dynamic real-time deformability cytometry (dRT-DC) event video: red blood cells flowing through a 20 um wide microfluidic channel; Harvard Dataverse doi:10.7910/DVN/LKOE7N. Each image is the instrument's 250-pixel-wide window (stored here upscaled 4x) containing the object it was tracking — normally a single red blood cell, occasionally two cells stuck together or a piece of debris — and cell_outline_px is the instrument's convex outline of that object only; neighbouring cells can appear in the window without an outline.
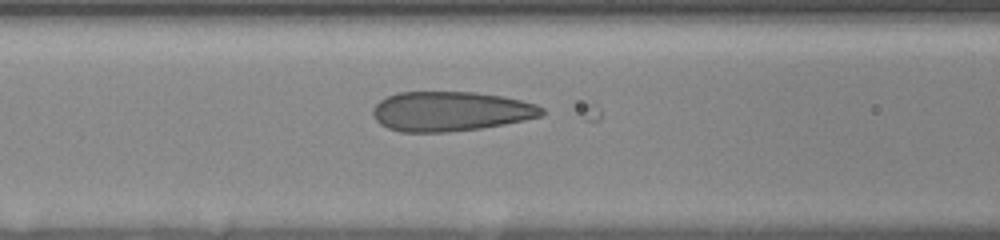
{"species": "human", "species_latin": "Homo sapiens", "temperature_condition": "room temperature", "stored_images_in_passage": 15, "camera_frame_rate_fps": 3000, "um_per_image_px": 0.085, "donor": {"sex": "female"}, "frame": {"image": 1, "passage_image": 11, "time_ms": 5.667, "image_size_px": [1000, 240], "cell_outline_px": [[544, 112], [540, 116], [524, 120], [504, 124], [480, 128], [448, 132], [400, 132], [388, 128], [380, 124], [372, 116], [372, 108], [380, 100], [388, 96], [400, 92], [476, 92], [500, 96], [520, 100], [536, 104], [544, 108]], "centroid_in_image_um": [38.27, 9.46], "position_along_channel_um": 128.3, "area_um2": 39.02}}
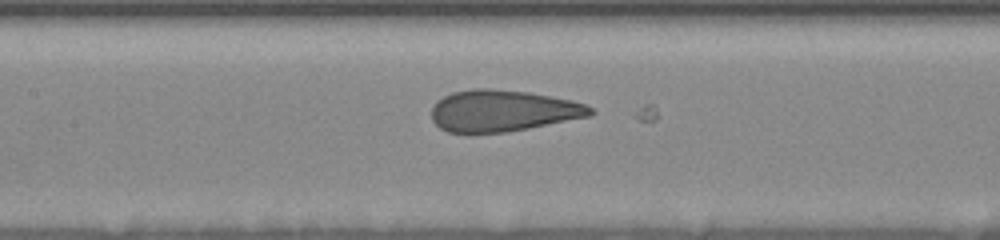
{"frame": {"image": 2, "passage_image": 13, "time_ms": 6.667, "image_size_px": [1000, 240], "cell_outline_px": [[596, 112], [592, 116], [528, 128], [504, 132], [448, 132], [440, 128], [432, 120], [432, 108], [436, 100], [452, 92], [476, 88], [492, 88], [528, 92], [572, 100], [584, 104], [592, 108]], "centroid_in_image_um": [42.74, 9.4], "position_along_channel_um": 164.7, "area_um2": 38.38}}